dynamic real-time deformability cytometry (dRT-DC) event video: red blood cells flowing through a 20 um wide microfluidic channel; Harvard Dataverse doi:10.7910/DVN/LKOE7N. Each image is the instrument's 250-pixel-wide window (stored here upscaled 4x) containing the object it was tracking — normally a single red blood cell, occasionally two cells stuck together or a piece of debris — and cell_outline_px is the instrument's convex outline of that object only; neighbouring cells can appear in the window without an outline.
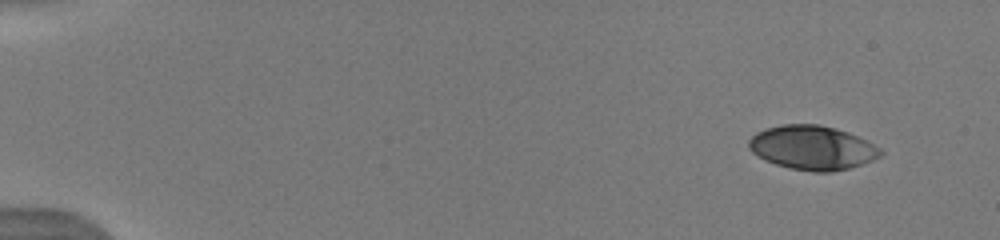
{"species": "human", "species_latin": "Homo sapiens", "temperature_condition": "warm", "stored_images_in_passage": 66, "camera_frame_rate_fps": 3000, "um_per_image_px": 0.085, "donor": {"sex": "male"}, "frame": {"image": 1, "passage_image": 1, "time_ms": 0.0, "image_size_px": [1000, 240], "cell_outline_px": [[884, 152], [880, 156], [872, 160], [848, 168], [832, 172], [812, 172], [788, 168], [764, 160], [752, 152], [748, 148], [748, 140], [756, 132], [764, 128], [780, 124], [820, 124], [836, 128], [848, 132], [880, 148]], "centroid_in_image_um": [69.0, 12.55], "position_along_channel_um": 16.0, "area_um2": 33.99}}
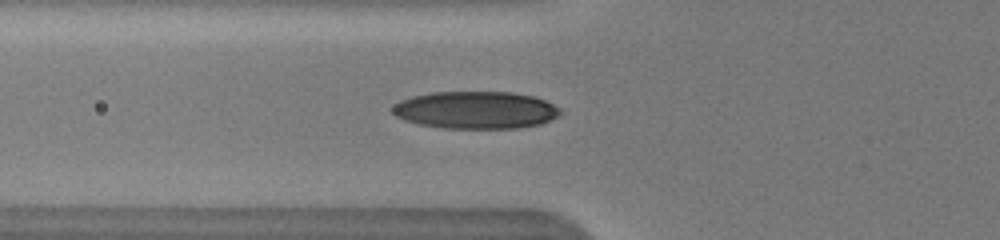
{"frame": {"image": 2, "passage_image": 27, "time_ms": 5.333, "image_size_px": [1000, 240], "cell_outline_px": [[560, 116], [540, 124], [520, 128], [444, 128], [420, 124], [404, 120], [396, 116], [392, 112], [392, 108], [400, 100], [412, 96], [432, 92], [512, 92], [532, 96], [544, 100], [560, 108]], "centroid_in_image_um": [40.44, 9.35], "position_along_channel_um": 85.4, "area_um2": 36.53}}
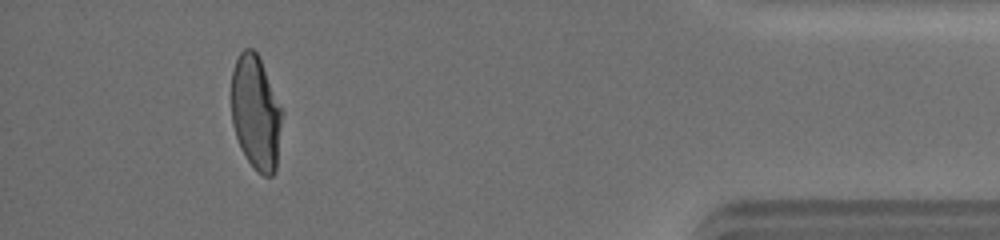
{"frame": {"image": 3, "passage_image": 61, "time_ms": 14.667, "image_size_px": [1000, 240], "cell_outline_px": [[284, 112], [276, 168], [272, 176], [264, 176], [256, 172], [240, 148], [232, 124], [232, 72], [236, 60], [240, 52], [244, 48], [252, 48], [256, 52], [260, 60]], "centroid_in_image_um": [21.76, 9.61], "position_along_channel_um": 413.4, "area_um2": 33.93}, "authors_computed_cell_mechanics": {"area_um2": 34.5066, "velocity_mm_per_s": 3.9994, "shape_relaxation_time_tau1_ms": 5.734, "shape_relaxation_time_tau2_ms": 1.2597, "deformation_change_tau1": 0.2166, "deformation_change_tau2": 0.0589}}